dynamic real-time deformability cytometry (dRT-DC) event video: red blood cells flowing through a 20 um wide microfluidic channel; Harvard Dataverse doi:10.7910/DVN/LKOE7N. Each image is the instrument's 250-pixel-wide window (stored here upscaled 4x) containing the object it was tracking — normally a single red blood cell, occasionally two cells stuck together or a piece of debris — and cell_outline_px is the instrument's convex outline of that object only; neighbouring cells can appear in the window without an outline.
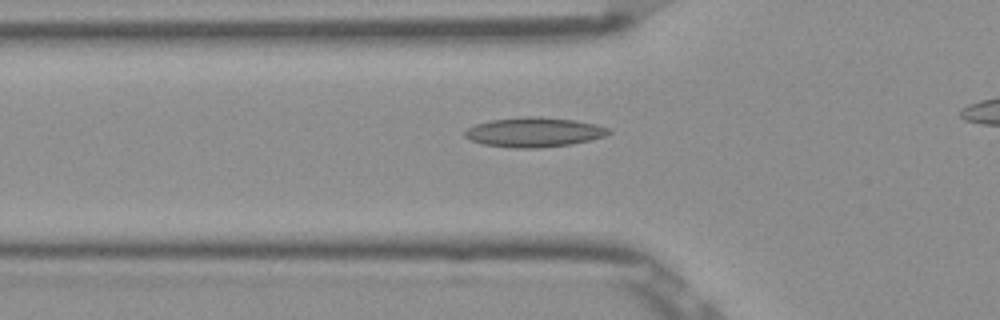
{"species": "Egyptian fruit bat (a non-hibernating species)", "species_latin": "Rousettus aegyptiacus", "temperature_condition": "room temperature", "stored_images_in_passage": 40, "camera_frame_rate_fps": 3000, "um_per_image_px": 0.085, "frame": {"image": 1, "passage_image": 12, "time_ms": 3.667, "image_size_px": [1000, 320], "cell_outline_px": [[612, 132], [604, 136], [572, 144], [540, 148], [512, 148], [484, 144], [472, 140], [464, 136], [464, 132], [468, 128], [476, 124], [492, 120], [524, 116], [540, 116], [576, 120], [596, 124], [608, 128]], "centroid_in_image_um": [45.41, 11.23], "position_along_channel_um": 80.4, "area_um2": 24.8}}
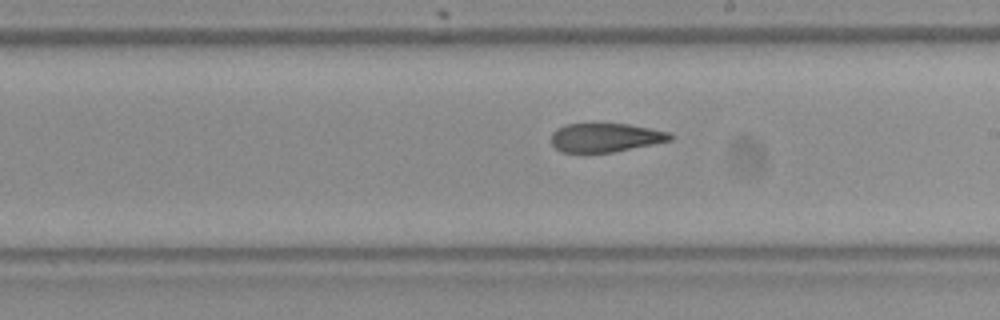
{"frame": {"image": 2, "passage_image": 24, "time_ms": 7.667, "image_size_px": [1000, 320], "cell_outline_px": [[672, 140], [612, 152], [560, 152], [552, 144], [552, 132], [556, 128], [568, 124], [628, 124], [668, 132], [672, 136]], "centroid_in_image_um": [51.42, 11.69], "position_along_channel_um": 237.6, "area_um2": 19.65}}
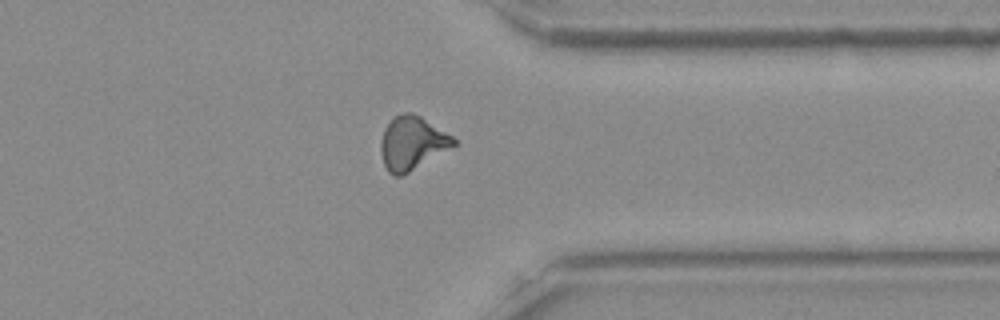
{"frame": {"image": 3, "passage_image": 35, "time_ms": 11.333, "image_size_px": [1000, 320], "cell_outline_px": [[456, 144], [408, 172], [400, 176], [392, 176], [388, 172], [384, 164], [380, 152], [380, 144], [384, 128], [392, 116], [404, 112], [412, 112], [420, 116], [452, 136], [456, 140]], "centroid_in_image_um": [34.97, 12.14], "position_along_channel_um": 376.4, "area_um2": 22.43}, "authors_computed_cell_mechanics": {"area_um2": 22.0218, "velocity_mm_per_s": 3.9046, "shape_relaxation_time_tau1_ms": null, "shape_relaxation_time_tau2_ms": 3.8335, "deformation_change_tau1": null, "deformation_change_tau2": 0.1305}}